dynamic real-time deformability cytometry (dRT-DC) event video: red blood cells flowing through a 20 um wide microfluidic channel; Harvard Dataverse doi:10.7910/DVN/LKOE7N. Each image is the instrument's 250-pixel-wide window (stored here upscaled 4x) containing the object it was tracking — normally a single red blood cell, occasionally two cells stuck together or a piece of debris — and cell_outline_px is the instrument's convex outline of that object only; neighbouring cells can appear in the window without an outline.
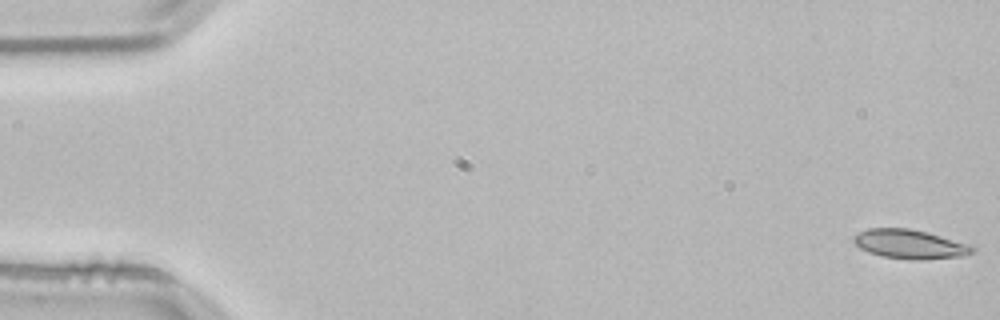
{"species": "common noctule bat (a hibernating species)", "species_latin": "Nyctalus noctula", "temperature_condition": "room temperature", "stored_images_in_passage": 53, "camera_frame_rate_fps": 3000, "um_per_image_px": 0.085, "animal": {"sex": "male", "body_mass_g": 21.5, "forearm_length_mm": 52.0}, "frame": {"image": 1, "passage_image": 1, "time_ms": 0.0, "image_size_px": [1000, 320], "cell_outline_px": [[976, 252], [964, 256], [920, 260], [908, 260], [880, 256], [868, 252], [860, 248], [852, 240], [852, 236], [868, 228], [908, 228], [928, 232], [972, 244], [976, 248]], "centroid_in_image_um": [77.39, 20.76], "position_along_channel_um": 7.6, "area_um2": 20.63}}
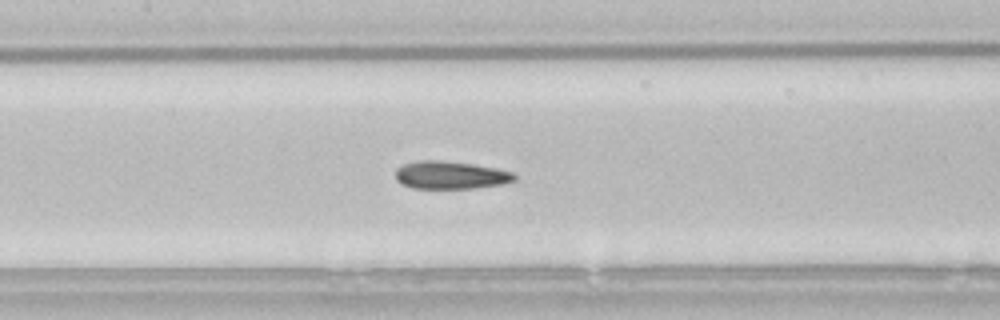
{"frame": {"image": 2, "passage_image": 25, "time_ms": 8.0, "image_size_px": [1000, 320], "cell_outline_px": [[516, 180], [504, 184], [476, 188], [412, 188], [400, 184], [396, 180], [396, 168], [404, 164], [420, 160], [440, 160], [472, 164], [496, 168], [512, 172], [516, 176]], "centroid_in_image_um": [38.29, 14.89], "position_along_channel_um": 169.1, "area_um2": 19.36}}
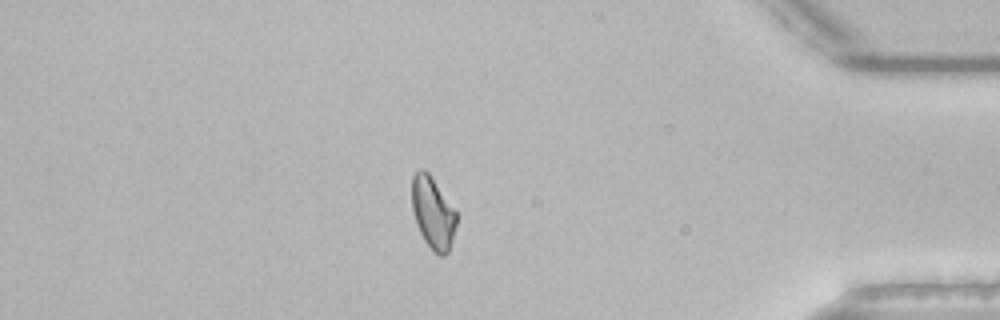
{"frame": {"image": 3, "passage_image": 46, "time_ms": 15.0, "image_size_px": [1000, 320], "cell_outline_px": [[456, 224], [452, 240], [448, 252], [444, 256], [440, 256], [432, 252], [424, 240], [416, 224], [412, 208], [412, 176], [420, 168], [424, 168], [428, 172], [456, 212]], "centroid_in_image_um": [36.77, 18.11], "position_along_channel_um": 398.4, "area_um2": 18.55}, "authors_computed_cell_mechanics": {"area_um2": 19.5364, "velocity_mm_per_s": 3.8155, "shape_relaxation_time_tau1_ms": 5.8951, "shape_relaxation_time_tau2_ms": 2.6655, "deformation_change_tau1": 0.1627, "deformation_change_tau2": 0.1021}}